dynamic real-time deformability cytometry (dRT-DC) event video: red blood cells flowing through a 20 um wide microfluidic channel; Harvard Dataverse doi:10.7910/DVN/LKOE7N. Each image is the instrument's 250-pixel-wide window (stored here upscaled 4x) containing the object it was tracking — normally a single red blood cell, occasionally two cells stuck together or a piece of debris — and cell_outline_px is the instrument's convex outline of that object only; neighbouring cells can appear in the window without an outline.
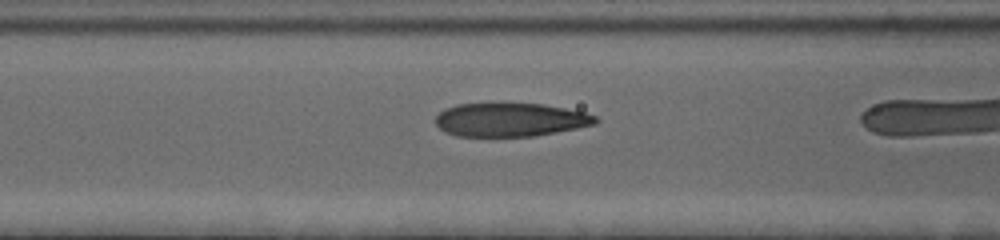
{"species": "human", "species_latin": "Homo sapiens", "temperature_condition": "cold", "stored_images_in_passage": 21, "camera_frame_rate_fps": 3000, "um_per_image_px": 0.085, "donor": {"sex": "female"}, "frame": {"image": 1, "passage_image": 19, "time_ms": 6.0, "image_size_px": [1000, 240], "cell_outline_px": [[600, 120], [596, 124], [556, 132], [532, 136], [456, 136], [444, 132], [436, 124], [436, 116], [444, 108], [456, 104], [544, 104], [584, 112], [596, 116]], "centroid_in_image_um": [43.37, 10.18], "position_along_channel_um": 123.2, "area_um2": 31.15}}